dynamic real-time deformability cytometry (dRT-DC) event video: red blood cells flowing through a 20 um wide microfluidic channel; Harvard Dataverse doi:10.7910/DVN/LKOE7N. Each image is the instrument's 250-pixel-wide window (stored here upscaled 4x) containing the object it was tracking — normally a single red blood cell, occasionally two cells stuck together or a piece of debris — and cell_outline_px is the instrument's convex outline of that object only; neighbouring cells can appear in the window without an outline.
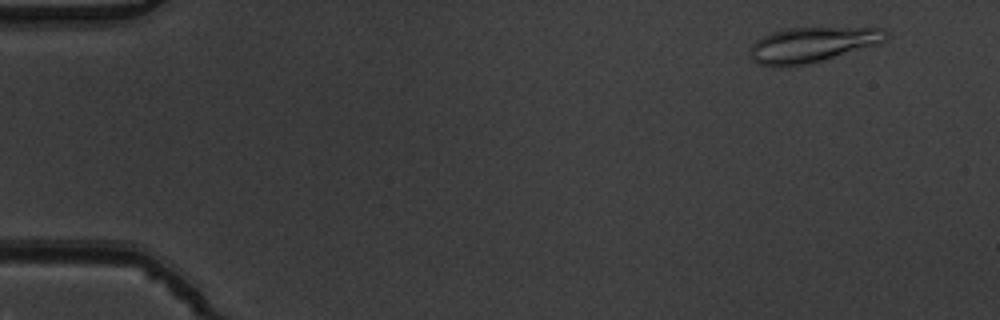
{"species": "common noctule bat (a hibernating species)", "species_latin": "Nyctalus noctula", "temperature_condition": "warm", "stored_images_in_passage": 52, "camera_frame_rate_fps": 3000, "um_per_image_px": 0.085, "animal": {"sex": "male", "body_mass_g": 19.5, "forearm_length_mm": 54.6}, "frame": {"image": 1, "passage_image": 4, "time_ms": 1.0, "image_size_px": [1000, 320], "cell_outline_px": [[888, 40], [880, 44], [820, 60], [788, 68], [772, 68], [756, 64], [752, 60], [748, 52], [748, 48], [756, 40], [772, 32], [788, 28], [884, 28], [888, 32]], "centroid_in_image_um": [68.98, 3.82], "position_along_channel_um": 16.0, "area_um2": 28.21}}
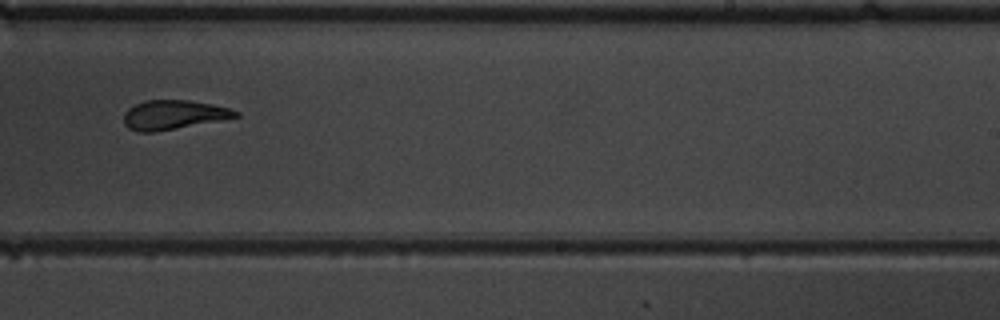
{"frame": {"image": 2, "passage_image": 33, "time_ms": 10.667, "image_size_px": [1000, 320], "cell_outline_px": [[240, 116], [220, 120], [156, 132], [140, 132], [128, 128], [124, 124], [124, 112], [128, 108], [136, 104], [148, 100], [192, 100], [212, 104], [228, 108], [240, 112]], "centroid_in_image_um": [14.74, 9.76], "position_along_channel_um": 274.3, "area_um2": 19.02}}
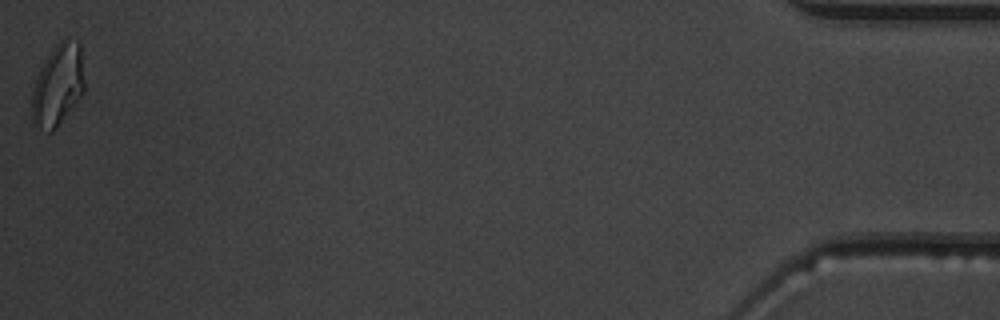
{"frame": {"image": 3, "passage_image": 52, "time_ms": 17.0, "image_size_px": [1000, 320], "cell_outline_px": [[84, 92], [76, 104], [56, 128], [52, 132], [48, 132], [32, 124], [32, 88], [40, 68], [52, 48], [64, 36], [80, 44], [84, 80]], "centroid_in_image_um": [4.91, 7.24], "position_along_channel_um": 430.3, "area_um2": 25.2}, "authors_computed_cell_mechanics": {"area_um2": 20.6057, "velocity_mm_per_s": 3.8852, "shape_relaxation_time_tau1_ms": 7.0768, "shape_relaxation_time_tau2_ms": 3.0746, "deformation_change_tau1": 0.2398, "deformation_change_tau2": 0.1018}}